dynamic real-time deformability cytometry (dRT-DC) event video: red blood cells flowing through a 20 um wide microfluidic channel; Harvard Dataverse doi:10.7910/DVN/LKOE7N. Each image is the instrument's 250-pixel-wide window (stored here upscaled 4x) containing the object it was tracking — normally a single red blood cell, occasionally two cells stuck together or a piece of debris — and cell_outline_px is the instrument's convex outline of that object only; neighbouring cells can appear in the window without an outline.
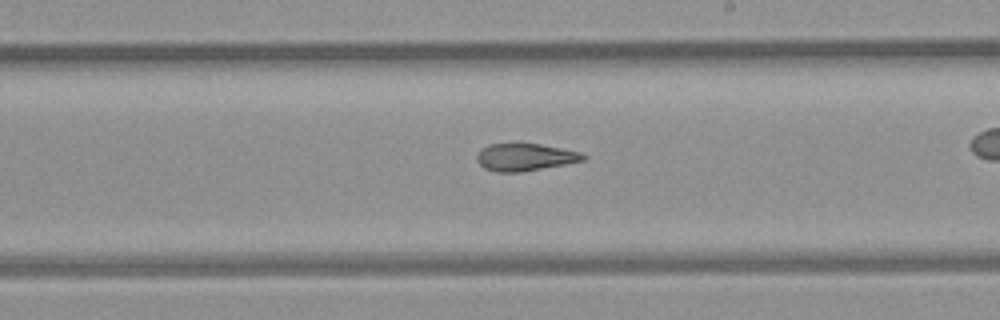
{"species": "common noctule bat (a hibernating species)", "species_latin": "Nyctalus noctula", "temperature_condition": "room temperature", "stored_images_in_passage": 27, "camera_frame_rate_fps": 3000, "um_per_image_px": 0.085, "animal": {"sex": "female", "body_mass_g": 21.9}, "frame": {"image": 1, "passage_image": 16, "time_ms": 5.0, "image_size_px": [1000, 320], "cell_outline_px": [[588, 156], [584, 160], [564, 164], [520, 172], [496, 172], [484, 168], [476, 160], [476, 156], [488, 144], [540, 144], [580, 152]], "centroid_in_image_um": [44.62, 13.36], "position_along_channel_um": 244.4, "area_um2": 16.65}}